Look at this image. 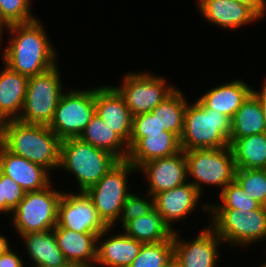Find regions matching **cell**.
Here are the masks:
<instances>
[{"label":"cell","mask_w":266,"mask_h":267,"mask_svg":"<svg viewBox=\"0 0 266 267\" xmlns=\"http://www.w3.org/2000/svg\"><path fill=\"white\" fill-rule=\"evenodd\" d=\"M39 19L11 24L5 30L9 36L7 45L0 49L3 63L12 71L28 77L42 74L59 64L57 46L49 39L47 29Z\"/></svg>","instance_id":"6da1fadb"},{"label":"cell","mask_w":266,"mask_h":267,"mask_svg":"<svg viewBox=\"0 0 266 267\" xmlns=\"http://www.w3.org/2000/svg\"><path fill=\"white\" fill-rule=\"evenodd\" d=\"M0 143L10 152L56 172L60 163L61 139L47 126L8 120Z\"/></svg>","instance_id":"7a4b0ae2"},{"label":"cell","mask_w":266,"mask_h":267,"mask_svg":"<svg viewBox=\"0 0 266 267\" xmlns=\"http://www.w3.org/2000/svg\"><path fill=\"white\" fill-rule=\"evenodd\" d=\"M120 160L107 150L92 146L80 138L61 140L57 173L65 171L77 182L76 192H86Z\"/></svg>","instance_id":"3957f363"},{"label":"cell","mask_w":266,"mask_h":267,"mask_svg":"<svg viewBox=\"0 0 266 267\" xmlns=\"http://www.w3.org/2000/svg\"><path fill=\"white\" fill-rule=\"evenodd\" d=\"M187 103L184 128L180 137L181 150L226 148L230 146L231 119L207 108L199 99Z\"/></svg>","instance_id":"277c9868"},{"label":"cell","mask_w":266,"mask_h":267,"mask_svg":"<svg viewBox=\"0 0 266 267\" xmlns=\"http://www.w3.org/2000/svg\"><path fill=\"white\" fill-rule=\"evenodd\" d=\"M207 221L224 245L232 246V249L248 250L255 244L266 243V213L263 207L252 211L209 209Z\"/></svg>","instance_id":"5b68a950"},{"label":"cell","mask_w":266,"mask_h":267,"mask_svg":"<svg viewBox=\"0 0 266 267\" xmlns=\"http://www.w3.org/2000/svg\"><path fill=\"white\" fill-rule=\"evenodd\" d=\"M187 178L203 196L204 189L213 187L217 191L235 179V161L230 146L226 148H198L185 151ZM205 186V187H204Z\"/></svg>","instance_id":"8992f818"},{"label":"cell","mask_w":266,"mask_h":267,"mask_svg":"<svg viewBox=\"0 0 266 267\" xmlns=\"http://www.w3.org/2000/svg\"><path fill=\"white\" fill-rule=\"evenodd\" d=\"M58 66L59 64L42 74L29 77L18 121L47 126L50 124L62 94L67 90L63 83V72Z\"/></svg>","instance_id":"52a82bcc"},{"label":"cell","mask_w":266,"mask_h":267,"mask_svg":"<svg viewBox=\"0 0 266 267\" xmlns=\"http://www.w3.org/2000/svg\"><path fill=\"white\" fill-rule=\"evenodd\" d=\"M52 182L39 191L25 192L23 199L9 219L19 236L29 232L53 230L57 225L58 203L62 189ZM56 188V189H55ZM12 219V221H11Z\"/></svg>","instance_id":"ba28073f"},{"label":"cell","mask_w":266,"mask_h":267,"mask_svg":"<svg viewBox=\"0 0 266 267\" xmlns=\"http://www.w3.org/2000/svg\"><path fill=\"white\" fill-rule=\"evenodd\" d=\"M150 72L151 70L128 71L122 75L121 84L112 85L123 97L133 117L152 112L178 88L168 82L165 75Z\"/></svg>","instance_id":"9c48e42d"},{"label":"cell","mask_w":266,"mask_h":267,"mask_svg":"<svg viewBox=\"0 0 266 267\" xmlns=\"http://www.w3.org/2000/svg\"><path fill=\"white\" fill-rule=\"evenodd\" d=\"M137 169L127 160H120L86 194L91 198L101 219L112 227L120 217L127 196L133 191L130 175Z\"/></svg>","instance_id":"30bf717a"},{"label":"cell","mask_w":266,"mask_h":267,"mask_svg":"<svg viewBox=\"0 0 266 267\" xmlns=\"http://www.w3.org/2000/svg\"><path fill=\"white\" fill-rule=\"evenodd\" d=\"M81 89V90H80ZM95 113V87L67 88L48 127L61 139L79 138Z\"/></svg>","instance_id":"8fae6325"},{"label":"cell","mask_w":266,"mask_h":267,"mask_svg":"<svg viewBox=\"0 0 266 267\" xmlns=\"http://www.w3.org/2000/svg\"><path fill=\"white\" fill-rule=\"evenodd\" d=\"M203 227L193 239L185 238L178 230L173 232V256L182 267H219L222 262L219 250L223 241L209 225Z\"/></svg>","instance_id":"7c38bea8"},{"label":"cell","mask_w":266,"mask_h":267,"mask_svg":"<svg viewBox=\"0 0 266 267\" xmlns=\"http://www.w3.org/2000/svg\"><path fill=\"white\" fill-rule=\"evenodd\" d=\"M197 188L189 181L172 188L160 192L154 196V208L162 216L164 222L169 228L174 231H181L177 229L178 224L187 218H191L193 213L202 209L201 213L206 214L209 218V203L204 201ZM202 200V201H201ZM204 201V202H203ZM202 202V203H201ZM200 207L198 208V206ZM204 211V212H203ZM178 223V224H177Z\"/></svg>","instance_id":"4fadbf2b"},{"label":"cell","mask_w":266,"mask_h":267,"mask_svg":"<svg viewBox=\"0 0 266 267\" xmlns=\"http://www.w3.org/2000/svg\"><path fill=\"white\" fill-rule=\"evenodd\" d=\"M63 190L58 203L57 225L78 233L99 235L109 226L101 219L86 192Z\"/></svg>","instance_id":"5bb4252c"},{"label":"cell","mask_w":266,"mask_h":267,"mask_svg":"<svg viewBox=\"0 0 266 267\" xmlns=\"http://www.w3.org/2000/svg\"><path fill=\"white\" fill-rule=\"evenodd\" d=\"M195 4L204 21L217 29L236 31L263 20L249 5L235 0H196Z\"/></svg>","instance_id":"9a60e30c"},{"label":"cell","mask_w":266,"mask_h":267,"mask_svg":"<svg viewBox=\"0 0 266 267\" xmlns=\"http://www.w3.org/2000/svg\"><path fill=\"white\" fill-rule=\"evenodd\" d=\"M146 180L145 192L151 196L188 182L185 151L175 155L150 160L137 169Z\"/></svg>","instance_id":"2e32d148"},{"label":"cell","mask_w":266,"mask_h":267,"mask_svg":"<svg viewBox=\"0 0 266 267\" xmlns=\"http://www.w3.org/2000/svg\"><path fill=\"white\" fill-rule=\"evenodd\" d=\"M95 86V113L127 144L132 134L133 116L123 97L112 86Z\"/></svg>","instance_id":"e0dca14e"},{"label":"cell","mask_w":266,"mask_h":267,"mask_svg":"<svg viewBox=\"0 0 266 267\" xmlns=\"http://www.w3.org/2000/svg\"><path fill=\"white\" fill-rule=\"evenodd\" d=\"M113 230L108 227L97 236L95 267H129L139 254L142 242L121 230Z\"/></svg>","instance_id":"ac0fdd59"},{"label":"cell","mask_w":266,"mask_h":267,"mask_svg":"<svg viewBox=\"0 0 266 267\" xmlns=\"http://www.w3.org/2000/svg\"><path fill=\"white\" fill-rule=\"evenodd\" d=\"M0 172L16 181L25 192L42 190L54 181L47 169L13 154L1 143Z\"/></svg>","instance_id":"d6986e66"},{"label":"cell","mask_w":266,"mask_h":267,"mask_svg":"<svg viewBox=\"0 0 266 267\" xmlns=\"http://www.w3.org/2000/svg\"><path fill=\"white\" fill-rule=\"evenodd\" d=\"M26 251L29 267H68L70 264L57 245L53 230L29 232L18 236ZM28 257V258H27ZM29 260V261H28ZM32 265V266H31Z\"/></svg>","instance_id":"ffe728a7"},{"label":"cell","mask_w":266,"mask_h":267,"mask_svg":"<svg viewBox=\"0 0 266 267\" xmlns=\"http://www.w3.org/2000/svg\"><path fill=\"white\" fill-rule=\"evenodd\" d=\"M57 245L70 265L95 267L97 259V234L78 233L55 227Z\"/></svg>","instance_id":"44dd1931"},{"label":"cell","mask_w":266,"mask_h":267,"mask_svg":"<svg viewBox=\"0 0 266 267\" xmlns=\"http://www.w3.org/2000/svg\"><path fill=\"white\" fill-rule=\"evenodd\" d=\"M253 87L243 79H232L205 89L198 99L210 109H214L232 120Z\"/></svg>","instance_id":"7402d4cb"},{"label":"cell","mask_w":266,"mask_h":267,"mask_svg":"<svg viewBox=\"0 0 266 267\" xmlns=\"http://www.w3.org/2000/svg\"><path fill=\"white\" fill-rule=\"evenodd\" d=\"M181 151L180 139L169 131L147 134L139 138L130 148L127 161L138 169L142 164L157 158L169 157Z\"/></svg>","instance_id":"603a6c76"},{"label":"cell","mask_w":266,"mask_h":267,"mask_svg":"<svg viewBox=\"0 0 266 267\" xmlns=\"http://www.w3.org/2000/svg\"><path fill=\"white\" fill-rule=\"evenodd\" d=\"M0 71V112L7 120H18L23 109L29 77L12 71L4 63Z\"/></svg>","instance_id":"cb8c5ba5"},{"label":"cell","mask_w":266,"mask_h":267,"mask_svg":"<svg viewBox=\"0 0 266 267\" xmlns=\"http://www.w3.org/2000/svg\"><path fill=\"white\" fill-rule=\"evenodd\" d=\"M266 132L261 104L251 92L231 120L230 145L239 138Z\"/></svg>","instance_id":"d4e9b609"},{"label":"cell","mask_w":266,"mask_h":267,"mask_svg":"<svg viewBox=\"0 0 266 267\" xmlns=\"http://www.w3.org/2000/svg\"><path fill=\"white\" fill-rule=\"evenodd\" d=\"M79 138L94 147L109 151L119 160L127 159L128 144L96 113H94Z\"/></svg>","instance_id":"484cf974"},{"label":"cell","mask_w":266,"mask_h":267,"mask_svg":"<svg viewBox=\"0 0 266 267\" xmlns=\"http://www.w3.org/2000/svg\"><path fill=\"white\" fill-rule=\"evenodd\" d=\"M122 231L142 243H157L173 238V231L155 208L129 222Z\"/></svg>","instance_id":"4316f807"},{"label":"cell","mask_w":266,"mask_h":267,"mask_svg":"<svg viewBox=\"0 0 266 267\" xmlns=\"http://www.w3.org/2000/svg\"><path fill=\"white\" fill-rule=\"evenodd\" d=\"M230 147L236 168L266 169V132L236 139Z\"/></svg>","instance_id":"83f0119b"},{"label":"cell","mask_w":266,"mask_h":267,"mask_svg":"<svg viewBox=\"0 0 266 267\" xmlns=\"http://www.w3.org/2000/svg\"><path fill=\"white\" fill-rule=\"evenodd\" d=\"M188 101L185 93L178 87L152 110L161 126L166 131L174 133L179 139L184 128V114Z\"/></svg>","instance_id":"f1b7e54d"},{"label":"cell","mask_w":266,"mask_h":267,"mask_svg":"<svg viewBox=\"0 0 266 267\" xmlns=\"http://www.w3.org/2000/svg\"><path fill=\"white\" fill-rule=\"evenodd\" d=\"M219 202L209 203V209H239L252 211L260 209L262 205L253 200L242 187L234 180L228 183L221 192H218Z\"/></svg>","instance_id":"f546056e"},{"label":"cell","mask_w":266,"mask_h":267,"mask_svg":"<svg viewBox=\"0 0 266 267\" xmlns=\"http://www.w3.org/2000/svg\"><path fill=\"white\" fill-rule=\"evenodd\" d=\"M173 258V238L157 243H143L129 267H166Z\"/></svg>","instance_id":"4dcf8cb0"},{"label":"cell","mask_w":266,"mask_h":267,"mask_svg":"<svg viewBox=\"0 0 266 267\" xmlns=\"http://www.w3.org/2000/svg\"><path fill=\"white\" fill-rule=\"evenodd\" d=\"M135 193L133 190L126 198L122 211L117 222L112 226L114 229L121 227L123 229L129 222L135 218L145 216L154 208V197L143 192Z\"/></svg>","instance_id":"1f68e13d"},{"label":"cell","mask_w":266,"mask_h":267,"mask_svg":"<svg viewBox=\"0 0 266 267\" xmlns=\"http://www.w3.org/2000/svg\"><path fill=\"white\" fill-rule=\"evenodd\" d=\"M234 180L253 200L263 205L266 200V169L236 168Z\"/></svg>","instance_id":"d6a6232c"},{"label":"cell","mask_w":266,"mask_h":267,"mask_svg":"<svg viewBox=\"0 0 266 267\" xmlns=\"http://www.w3.org/2000/svg\"><path fill=\"white\" fill-rule=\"evenodd\" d=\"M32 3V0H0L1 16L9 25L35 21L38 16Z\"/></svg>","instance_id":"836d02e7"},{"label":"cell","mask_w":266,"mask_h":267,"mask_svg":"<svg viewBox=\"0 0 266 267\" xmlns=\"http://www.w3.org/2000/svg\"><path fill=\"white\" fill-rule=\"evenodd\" d=\"M25 191L10 177L0 172V213L11 217L19 202L23 199Z\"/></svg>","instance_id":"e575fe53"},{"label":"cell","mask_w":266,"mask_h":267,"mask_svg":"<svg viewBox=\"0 0 266 267\" xmlns=\"http://www.w3.org/2000/svg\"><path fill=\"white\" fill-rule=\"evenodd\" d=\"M166 131L161 126L156 115L152 112L133 117L132 134L128 144L130 148L139 138L147 137V134H161Z\"/></svg>","instance_id":"d590c367"},{"label":"cell","mask_w":266,"mask_h":267,"mask_svg":"<svg viewBox=\"0 0 266 267\" xmlns=\"http://www.w3.org/2000/svg\"><path fill=\"white\" fill-rule=\"evenodd\" d=\"M12 247L8 249L5 253L0 255V267H26L25 259H23V254L20 253Z\"/></svg>","instance_id":"8d00e7d4"},{"label":"cell","mask_w":266,"mask_h":267,"mask_svg":"<svg viewBox=\"0 0 266 267\" xmlns=\"http://www.w3.org/2000/svg\"><path fill=\"white\" fill-rule=\"evenodd\" d=\"M266 75L263 77L262 84L260 85L261 88L260 90L253 88L252 92L258 97L260 104H261V109L263 112L264 116V121H265V126H266Z\"/></svg>","instance_id":"74e56055"},{"label":"cell","mask_w":266,"mask_h":267,"mask_svg":"<svg viewBox=\"0 0 266 267\" xmlns=\"http://www.w3.org/2000/svg\"><path fill=\"white\" fill-rule=\"evenodd\" d=\"M246 3L253 8L262 18H266V0H235Z\"/></svg>","instance_id":"f35d334b"},{"label":"cell","mask_w":266,"mask_h":267,"mask_svg":"<svg viewBox=\"0 0 266 267\" xmlns=\"http://www.w3.org/2000/svg\"><path fill=\"white\" fill-rule=\"evenodd\" d=\"M11 240L8 239V237L4 234H0V255L5 253L8 249L11 247H15L16 245H12V242H9Z\"/></svg>","instance_id":"ab89813d"},{"label":"cell","mask_w":266,"mask_h":267,"mask_svg":"<svg viewBox=\"0 0 266 267\" xmlns=\"http://www.w3.org/2000/svg\"><path fill=\"white\" fill-rule=\"evenodd\" d=\"M10 25L2 18L1 16V11H0V48L3 46L2 40L4 35H5V30L9 27ZM2 45V46H1Z\"/></svg>","instance_id":"60d3db41"},{"label":"cell","mask_w":266,"mask_h":267,"mask_svg":"<svg viewBox=\"0 0 266 267\" xmlns=\"http://www.w3.org/2000/svg\"><path fill=\"white\" fill-rule=\"evenodd\" d=\"M8 120L0 112V137L3 135L4 129L6 128Z\"/></svg>","instance_id":"b9f144b4"},{"label":"cell","mask_w":266,"mask_h":267,"mask_svg":"<svg viewBox=\"0 0 266 267\" xmlns=\"http://www.w3.org/2000/svg\"><path fill=\"white\" fill-rule=\"evenodd\" d=\"M166 267H182L181 264L175 259V257L173 256V258L167 263Z\"/></svg>","instance_id":"7bdbcfd3"},{"label":"cell","mask_w":266,"mask_h":267,"mask_svg":"<svg viewBox=\"0 0 266 267\" xmlns=\"http://www.w3.org/2000/svg\"><path fill=\"white\" fill-rule=\"evenodd\" d=\"M257 267H266V261L265 262H262L261 265H258Z\"/></svg>","instance_id":"ee69618b"},{"label":"cell","mask_w":266,"mask_h":267,"mask_svg":"<svg viewBox=\"0 0 266 267\" xmlns=\"http://www.w3.org/2000/svg\"><path fill=\"white\" fill-rule=\"evenodd\" d=\"M262 207H263V209H264V211H265V213H266V200H265V202L263 203Z\"/></svg>","instance_id":"f6af8a7d"},{"label":"cell","mask_w":266,"mask_h":267,"mask_svg":"<svg viewBox=\"0 0 266 267\" xmlns=\"http://www.w3.org/2000/svg\"><path fill=\"white\" fill-rule=\"evenodd\" d=\"M68 267H84V266H79V265H69Z\"/></svg>","instance_id":"bcb514c9"}]
</instances>
